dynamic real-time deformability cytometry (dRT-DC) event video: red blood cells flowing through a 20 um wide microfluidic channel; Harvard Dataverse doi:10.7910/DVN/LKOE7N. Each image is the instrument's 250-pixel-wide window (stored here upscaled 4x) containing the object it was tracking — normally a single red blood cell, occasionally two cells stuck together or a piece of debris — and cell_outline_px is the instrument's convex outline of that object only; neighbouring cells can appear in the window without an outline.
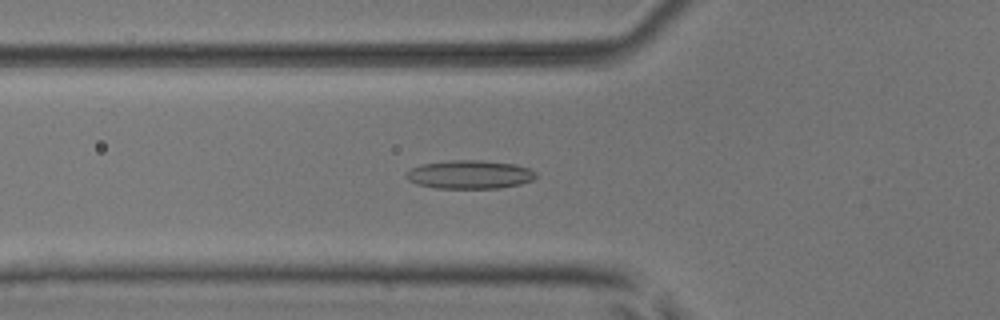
{"species": "common noctule bat (a hibernating species)", "species_latin": "Nyctalus noctula", "temperature_condition": "room temperature", "stored_images_in_passage": 52, "camera_frame_rate_fps": 3000, "um_per_image_px": 0.085, "animal": {"sex": "male", "body_mass_g": 17.9, "forearm_length_mm": 54.2}, "frame": {"image": 1, "passage_image": 19, "time_ms": 6.0, "image_size_px": [1000, 320], "cell_outline_px": [[536, 176], [532, 180], [520, 184], [500, 188], [436, 188], [416, 184], [408, 180], [404, 176], [412, 168], [424, 164], [452, 160], [480, 160], [516, 164], [528, 168], [536, 172]], "centroid_in_image_um": [39.94, 14.84], "position_along_channel_um": 85.9, "area_um2": 21.44}}
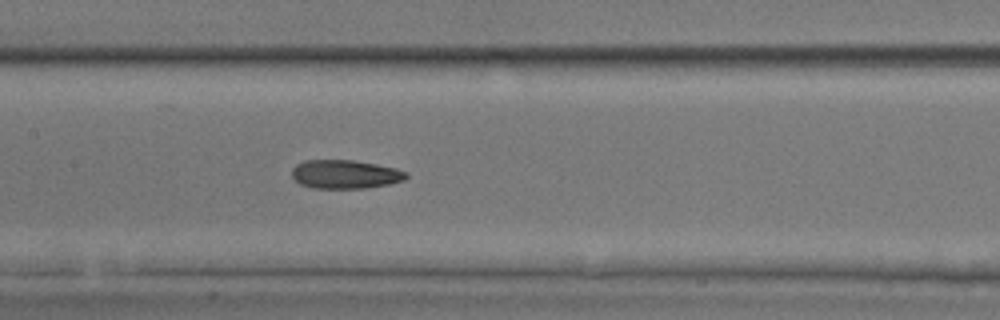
{"frame": {"image": 2, "passage_image": 26, "time_ms": 8.333, "image_size_px": [1000, 320], "cell_outline_px": [[408, 176], [404, 180], [388, 184], [364, 188], [312, 188], [300, 184], [292, 176], [292, 168], [296, 164], [304, 160], [352, 160], [376, 164], [396, 168], [408, 172]], "centroid_in_image_um": [29.33, 14.81], "position_along_channel_um": 178.1, "area_um2": 19.13}}
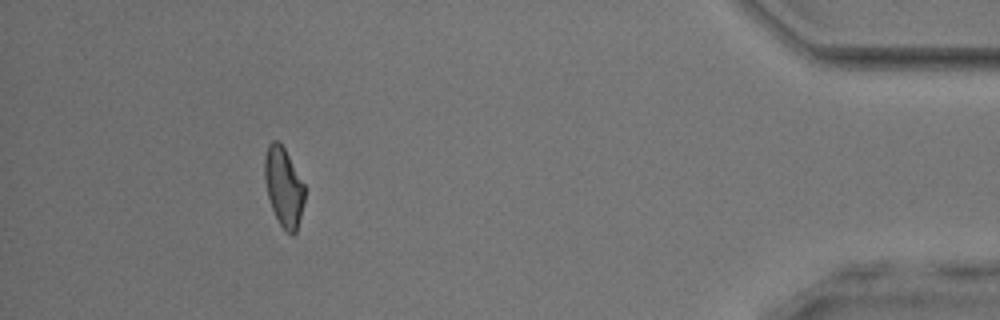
{"frame": {"image": 3, "passage_image": 48, "time_ms": 15.667, "image_size_px": [1000, 320], "cell_outline_px": [[304, 200], [296, 232], [292, 236], [280, 224], [272, 208], [268, 196], [264, 180], [264, 156], [268, 144], [272, 140], [276, 140], [284, 148], [304, 184]], "centroid_in_image_um": [24.09, 15.87], "position_along_channel_um": 411.1, "area_um2": 18.15}, "authors_computed_cell_mechanics": {"area_um2": 19.2763, "velocity_mm_per_s": 3.9428, "shape_relaxation_time_tau1_ms": null, "shape_relaxation_time_tau2_ms": 3.08, "deformation_change_tau1": null, "deformation_change_tau2": 0.1115}}